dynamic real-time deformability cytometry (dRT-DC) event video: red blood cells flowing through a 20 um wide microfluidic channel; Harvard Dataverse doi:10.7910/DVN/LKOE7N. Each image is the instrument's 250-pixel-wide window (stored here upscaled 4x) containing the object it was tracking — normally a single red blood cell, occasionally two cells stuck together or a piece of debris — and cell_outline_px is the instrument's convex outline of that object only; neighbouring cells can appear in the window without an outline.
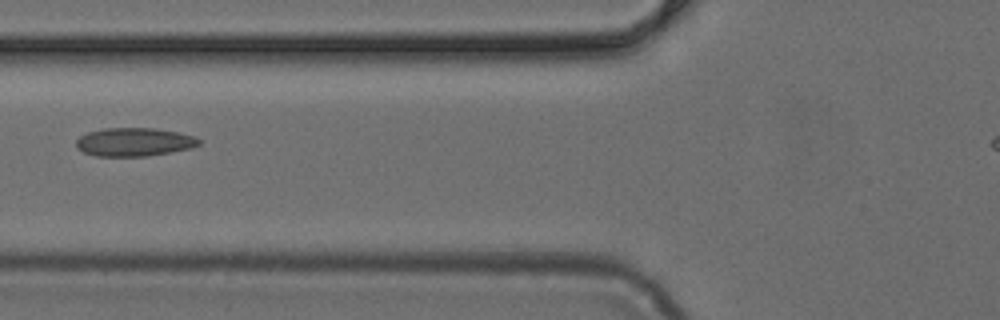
{"species": "common noctule bat (a hibernating species)", "species_latin": "Nyctalus noctula", "temperature_condition": "cold", "stored_images_in_passage": 4, "segment_of_instrument_passage": [1, 2], "camera_frame_rate_fps": 3000, "um_per_image_px": 0.085, "animal": {"sex": "female", "body_mass_g": 24.6, "forearm_length_mm": 56.2}, "frame": {"image": 1, "passage_image": 2, "time_ms": 0.333, "image_size_px": [1000, 320], "cell_outline_px": [[200, 144], [192, 148], [144, 156], [96, 156], [84, 152], [76, 148], [76, 140], [80, 136], [88, 132], [104, 128], [156, 128], [196, 136], [200, 140]], "centroid_in_image_um": [11.4, 12.06], "position_along_channel_um": 114.4, "area_um2": 20.29}}
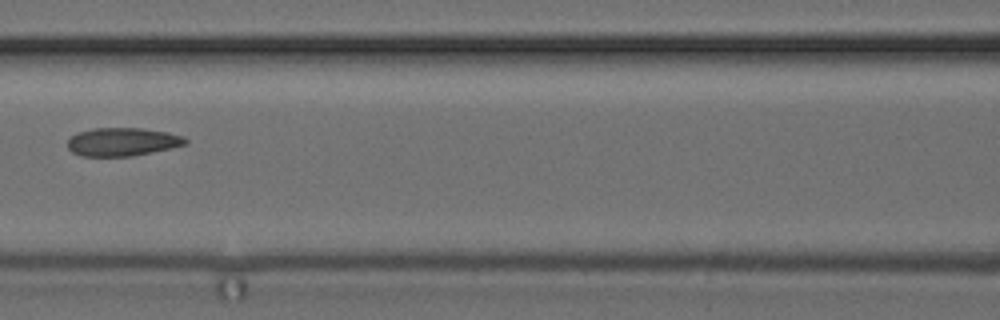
{"frame": {"image": 2, "passage_image": 3, "time_ms": 0.667, "image_size_px": [1000, 320], "cell_outline_px": [[188, 144], [172, 148], [132, 156], [80, 156], [72, 152], [68, 148], [68, 140], [76, 132], [92, 128], [140, 128], [168, 132], [184, 136], [188, 140]], "centroid_in_image_um": [10.42, 12.05], "position_along_channel_um": 156.2, "area_um2": 19.59}}